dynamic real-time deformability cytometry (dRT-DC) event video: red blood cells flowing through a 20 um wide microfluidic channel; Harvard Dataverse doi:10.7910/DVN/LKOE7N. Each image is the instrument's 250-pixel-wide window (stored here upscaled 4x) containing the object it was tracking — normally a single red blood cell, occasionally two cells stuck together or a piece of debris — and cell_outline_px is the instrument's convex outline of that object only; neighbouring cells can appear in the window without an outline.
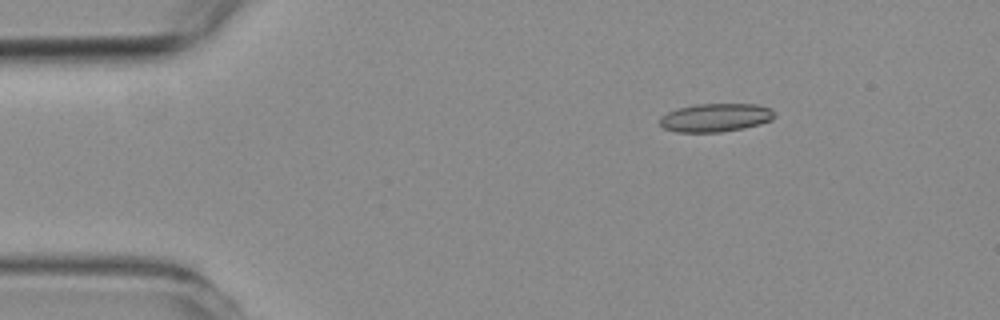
{"species": "common noctule bat (a hibernating species)", "species_latin": "Nyctalus noctula", "temperature_condition": "room temperature", "stored_images_in_passage": 47, "camera_frame_rate_fps": 3000, "um_per_image_px": 0.085, "animal": {"sex": "female", "body_mass_g": 19.3, "forearm_length_mm": 54.1}, "frame": {"image": 1, "passage_image": 1, "time_ms": 0.0, "image_size_px": [1000, 320], "cell_outline_px": [[776, 116], [772, 120], [760, 124], [744, 128], [720, 132], [676, 132], [664, 128], [660, 124], [660, 116], [676, 108], [696, 104], [756, 104], [768, 108]], "centroid_in_image_um": [60.8, 10.0], "position_along_channel_um": 24.2, "area_um2": 18.96}}
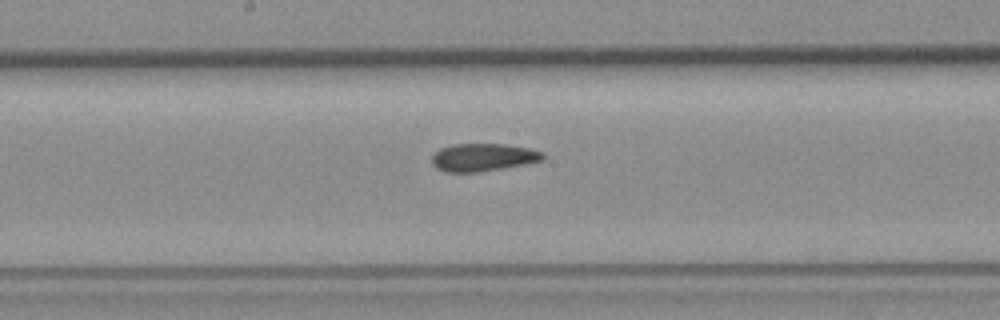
{"frame": {"image": 2, "passage_image": 21, "time_ms": 6.667, "image_size_px": [1000, 320], "cell_outline_px": [[544, 160], [524, 164], [480, 172], [444, 172], [436, 168], [432, 164], [432, 156], [440, 148], [452, 144], [504, 144], [528, 148], [544, 152]], "centroid_in_image_um": [41.04, 13.37], "position_along_channel_um": 207.2, "area_um2": 17.98}}
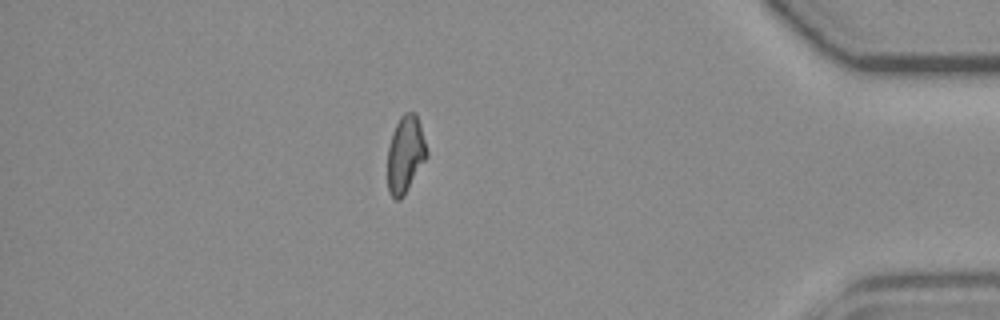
{"frame": {"image": 3, "passage_image": 40, "time_ms": 13.0, "image_size_px": [1000, 320], "cell_outline_px": [[428, 156], [404, 196], [400, 200], [396, 200], [388, 192], [388, 148], [392, 132], [400, 116], [404, 112], [416, 112], [420, 124], [428, 152]], "centroid_in_image_um": [34.46, 13.12], "position_along_channel_um": 400.7, "area_um2": 17.74}, "authors_computed_cell_mechanics": {"area_um2": 18.2648, "velocity_mm_per_s": 3.7494, "shape_relaxation_time_tau1_ms": null, "shape_relaxation_time_tau2_ms": 5.7431, "deformation_change_tau1": null, "deformation_change_tau2": 0.122}}